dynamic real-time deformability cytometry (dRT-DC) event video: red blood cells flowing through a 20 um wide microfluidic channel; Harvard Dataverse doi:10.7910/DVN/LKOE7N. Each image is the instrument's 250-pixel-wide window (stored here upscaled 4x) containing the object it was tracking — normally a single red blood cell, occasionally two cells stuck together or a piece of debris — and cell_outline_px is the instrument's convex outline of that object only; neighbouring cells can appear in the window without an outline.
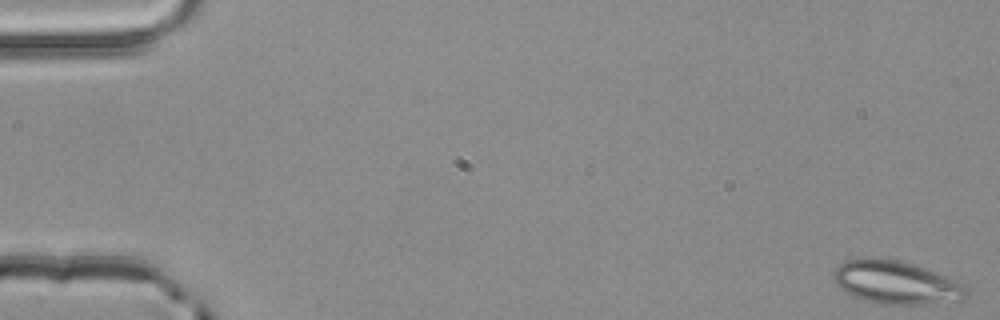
{"species": "common noctule bat (a hibernating species)", "species_latin": "Nyctalus noctula", "temperature_condition": "room temperature", "stored_images_in_passage": 54, "camera_frame_rate_fps": 3000, "um_per_image_px": 0.085, "animal": {"sex": "male", "body_mass_g": 20.4}, "frame": {"image": 1, "passage_image": 1, "time_ms": 0.0, "image_size_px": [1000, 320], "cell_outline_px": [[968, 296], [964, 300], [936, 304], [888, 304], [864, 300], [840, 288], [836, 284], [832, 276], [836, 268], [848, 256], [900, 260], [948, 276], [964, 284], [968, 292]], "centroid_in_image_um": [76.19, 24.0], "position_along_channel_um": 8.8, "area_um2": 33.7}}
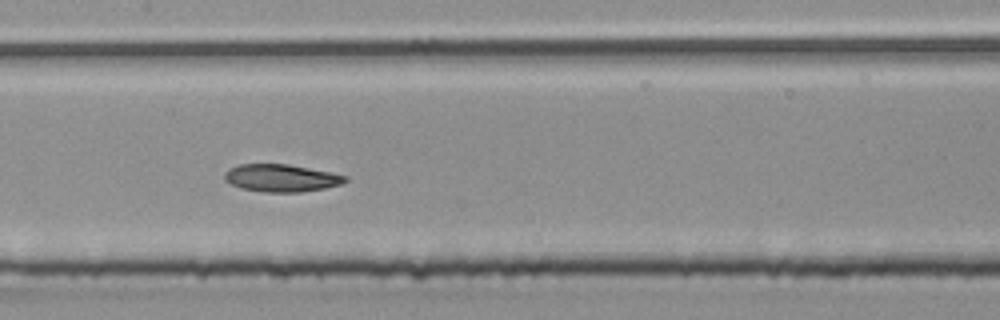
{"frame": {"image": 2, "passage_image": 27, "time_ms": 8.667, "image_size_px": [1000, 320], "cell_outline_px": [[348, 180], [340, 184], [324, 188], [300, 192], [264, 192], [240, 188], [224, 180], [224, 172], [228, 168], [240, 164], [288, 164], [332, 172], [348, 176]], "centroid_in_image_um": [23.89, 15.12], "position_along_channel_um": 183.5, "area_um2": 19.42}}
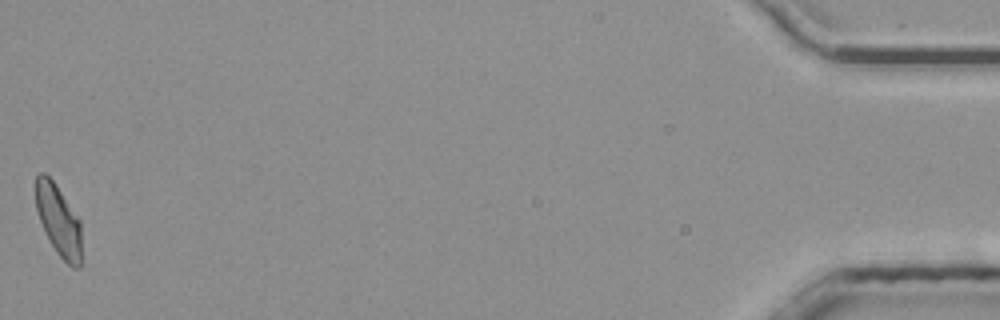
{"frame": {"image": 3, "passage_image": 54, "time_ms": 17.667, "image_size_px": [1000, 320], "cell_outline_px": [[80, 268], [72, 268], [56, 252], [44, 232], [36, 208], [36, 176], [40, 172], [44, 172], [52, 180], [80, 220]], "centroid_in_image_um": [4.96, 18.75], "position_along_channel_um": 430.2, "area_um2": 18.61}, "authors_computed_cell_mechanics": {"area_um2": 19.7387, "velocity_mm_per_s": 3.8828, "shape_relaxation_time_tau1_ms": null, "shape_relaxation_time_tau2_ms": 5.1297, "deformation_change_tau1": null, "deformation_change_tau2": 0.1145}}